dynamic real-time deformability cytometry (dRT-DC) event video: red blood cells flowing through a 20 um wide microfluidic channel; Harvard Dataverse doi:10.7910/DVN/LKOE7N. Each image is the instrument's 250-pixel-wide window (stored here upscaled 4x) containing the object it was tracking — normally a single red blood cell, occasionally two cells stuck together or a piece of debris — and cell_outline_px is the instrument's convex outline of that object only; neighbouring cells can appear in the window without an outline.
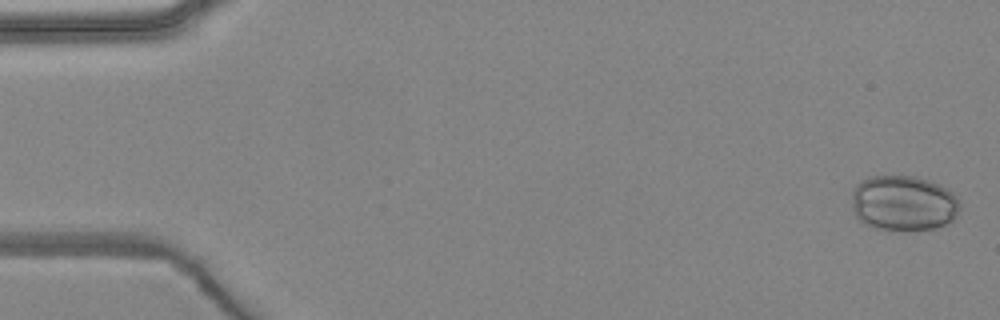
{"species": "common noctule bat (a hibernating species)", "species_latin": "Nyctalus noctula", "temperature_condition": "warm", "stored_images_in_passage": 4, "camera_frame_rate_fps": 3000, "um_per_image_px": 0.085, "animal": {"sex": "female", "body_mass_g": 24.6, "forearm_length_mm": 56.2}, "frame": {"image": 1, "passage_image": 1, "time_ms": 0.0, "image_size_px": [1000, 320], "cell_outline_px": [[960, 208], [956, 216], [948, 224], [936, 228], [888, 232], [864, 224], [856, 216], [852, 208], [852, 192], [856, 184], [860, 180], [868, 176], [916, 176], [928, 180], [952, 192], [956, 196], [960, 204]], "centroid_in_image_um": [76.77, 17.29], "position_along_channel_um": 8.2, "area_um2": 35.49}}